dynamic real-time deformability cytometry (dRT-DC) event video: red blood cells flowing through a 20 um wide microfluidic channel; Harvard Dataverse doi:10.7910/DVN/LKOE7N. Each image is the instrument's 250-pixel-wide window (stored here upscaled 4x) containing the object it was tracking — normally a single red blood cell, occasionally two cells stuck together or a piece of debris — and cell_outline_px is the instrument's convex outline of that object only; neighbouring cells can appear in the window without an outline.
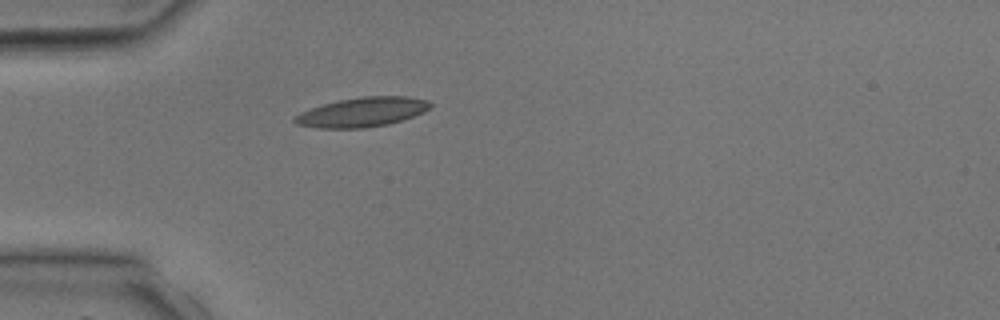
{"species": "common noctule bat (a hibernating species)", "species_latin": "Nyctalus noctula", "temperature_condition": "room temperature", "stored_images_in_passage": 5, "camera_frame_rate_fps": 3000, "um_per_image_px": 0.085, "animal": {"sex": "male", "body_mass_g": 17.9, "forearm_length_mm": 54.2}, "frame": {"image": 1, "passage_image": 1, "time_ms": 0.0, "image_size_px": [1000, 320], "cell_outline_px": [[432, 104], [424, 112], [388, 124], [364, 128], [316, 128], [296, 124], [292, 120], [292, 116], [300, 112], [324, 104], [340, 100], [364, 96], [408, 96], [428, 100]], "centroid_in_image_um": [30.75, 9.53], "position_along_channel_um": 54.2, "area_um2": 23.18}}